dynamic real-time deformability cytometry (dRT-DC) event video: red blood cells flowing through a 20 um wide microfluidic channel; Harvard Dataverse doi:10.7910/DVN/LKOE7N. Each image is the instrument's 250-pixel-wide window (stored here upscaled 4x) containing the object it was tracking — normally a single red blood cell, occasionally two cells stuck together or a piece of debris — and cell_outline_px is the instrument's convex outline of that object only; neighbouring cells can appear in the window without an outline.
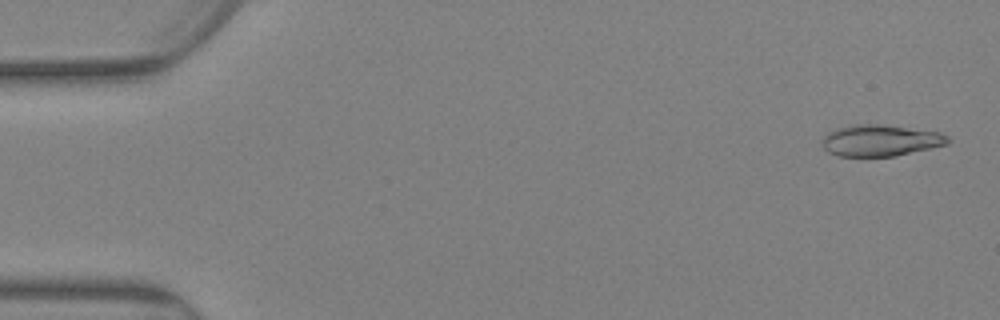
{"species": "Egyptian fruit bat (a non-hibernating species)", "species_latin": "Rousettus aegyptiacus", "temperature_condition": "warm", "stored_images_in_passage": 83, "camera_frame_rate_fps": 3000, "um_per_image_px": 0.085, "animal": {"sex": "female"}, "frame": {"image": 1, "passage_image": 3, "time_ms": 0.667, "image_size_px": [1000, 320], "cell_outline_px": [[952, 140], [948, 144], [896, 156], [840, 156], [828, 152], [824, 148], [824, 136], [828, 132], [836, 128], [852, 124], [884, 124], [940, 132], [948, 136]], "centroid_in_image_um": [74.88, 11.93], "position_along_channel_um": 10.1, "area_um2": 23.12}}
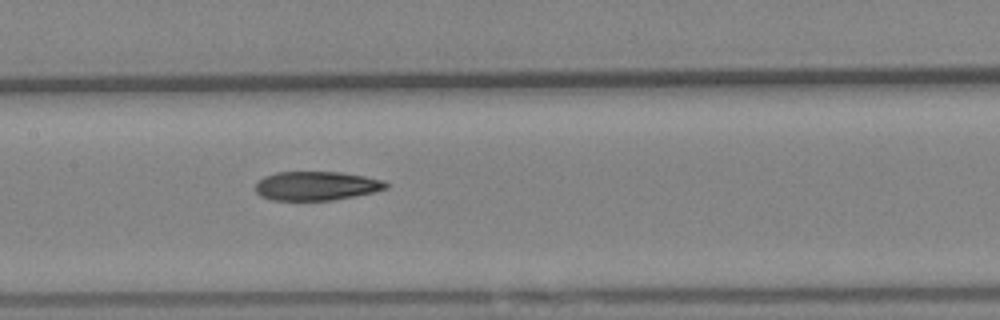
{"frame": {"image": 2, "passage_image": 41, "time_ms": 13.333, "image_size_px": [1000, 320], "cell_outline_px": [[388, 188], [372, 192], [332, 200], [272, 200], [260, 196], [256, 192], [256, 184], [264, 176], [276, 172], [340, 172], [364, 176], [384, 180], [388, 184]], "centroid_in_image_um": [26.88, 15.79], "position_along_channel_um": 180.5, "area_um2": 21.91}}
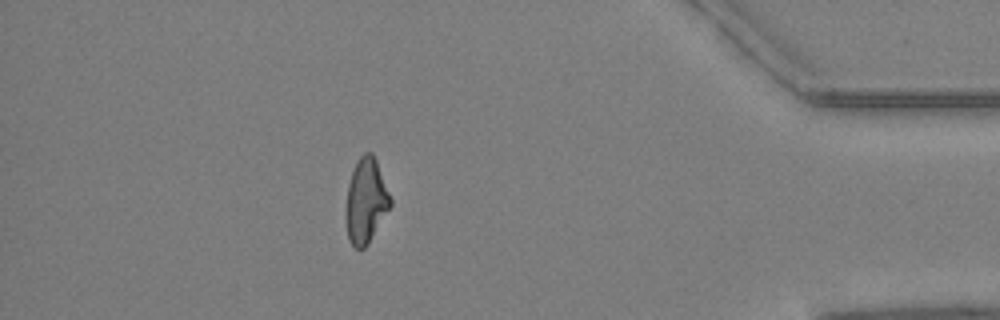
{"frame": {"image": 3, "passage_image": 73, "time_ms": 24.0, "image_size_px": [1000, 320], "cell_outline_px": [[392, 204], [368, 244], [364, 248], [356, 248], [348, 240], [344, 216], [348, 184], [356, 160], [364, 152], [372, 152], [376, 160], [392, 200]], "centroid_in_image_um": [31.08, 17.08], "position_along_channel_um": 404.1, "area_um2": 22.14}, "authors_computed_cell_mechanics": {"area_um2": 22.6576, "velocity_mm_per_s": 2.4938, "shape_relaxation_time_tau1_ms": null, "shape_relaxation_time_tau2_ms": 4.7089, "deformation_change_tau1": null, "deformation_change_tau2": 0.1111}}